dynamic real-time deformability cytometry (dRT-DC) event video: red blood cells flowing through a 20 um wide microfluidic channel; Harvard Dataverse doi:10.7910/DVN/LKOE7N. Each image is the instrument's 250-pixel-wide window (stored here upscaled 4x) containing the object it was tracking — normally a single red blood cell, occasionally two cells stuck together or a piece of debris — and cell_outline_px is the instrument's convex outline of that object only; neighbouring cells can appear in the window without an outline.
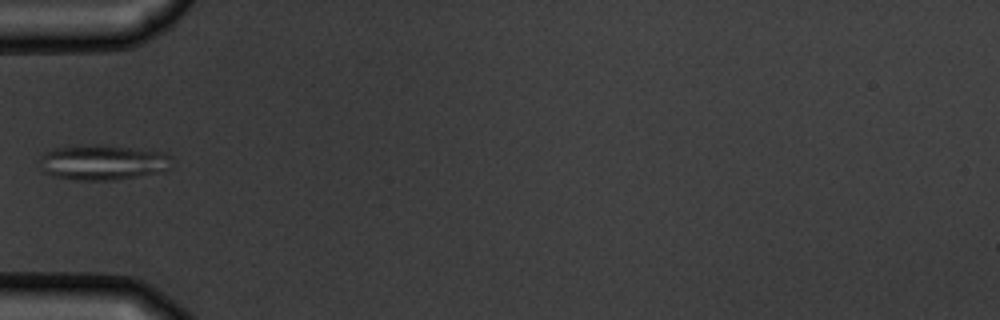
{"species": "common noctule bat (a hibernating species)", "species_latin": "Nyctalus noctula", "temperature_condition": "warm", "stored_images_in_passage": 1, "camera_frame_rate_fps": 3000, "um_per_image_px": 0.085, "animal": {"sex": "male", "body_mass_g": 19.5, "forearm_length_mm": 54.6}, "frame": {"image": 1, "passage_image": 1, "time_ms": 0.0, "image_size_px": [1000, 320], "cell_outline_px": [[172, 168], [164, 172], [116, 180], [72, 180], [56, 176], [44, 172], [36, 160], [44, 152], [52, 148], [92, 144], [100, 144], [168, 152], [172, 156]], "centroid_in_image_um": [8.78, 13.79], "position_along_channel_um": 76.2, "area_um2": 27.98}}